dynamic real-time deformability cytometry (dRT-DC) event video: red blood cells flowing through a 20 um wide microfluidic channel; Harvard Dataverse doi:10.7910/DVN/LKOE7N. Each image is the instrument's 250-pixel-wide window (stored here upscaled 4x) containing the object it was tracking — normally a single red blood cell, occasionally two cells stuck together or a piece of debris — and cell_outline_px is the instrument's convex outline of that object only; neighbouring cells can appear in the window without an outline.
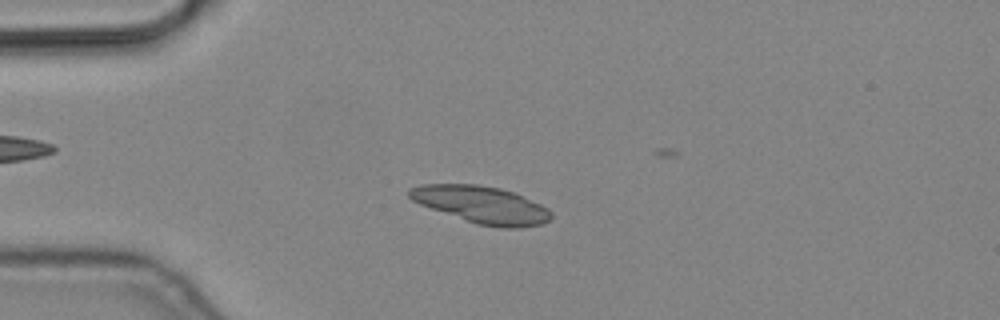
{"species": "common noctule bat (a hibernating species)", "species_latin": "Nyctalus noctula", "temperature_condition": "cold", "stored_images_in_passage": 10, "camera_frame_rate_fps": 3000, "um_per_image_px": 0.085, "animal": {"sex": "male", "body_mass_g": 19.2, "forearm_length_mm": 51.8}, "frame": {"image": 1, "passage_image": 5, "time_ms": 1.333, "image_size_px": [1000, 320], "cell_outline_px": [[552, 216], [548, 220], [540, 224], [516, 228], [504, 228], [476, 224], [420, 204], [412, 200], [408, 196], [408, 188], [420, 184], [476, 184], [500, 188], [512, 192], [540, 204], [548, 208], [552, 212]], "centroid_in_image_um": [40.9, 17.39], "position_along_channel_um": 44.1, "area_um2": 30.46}}